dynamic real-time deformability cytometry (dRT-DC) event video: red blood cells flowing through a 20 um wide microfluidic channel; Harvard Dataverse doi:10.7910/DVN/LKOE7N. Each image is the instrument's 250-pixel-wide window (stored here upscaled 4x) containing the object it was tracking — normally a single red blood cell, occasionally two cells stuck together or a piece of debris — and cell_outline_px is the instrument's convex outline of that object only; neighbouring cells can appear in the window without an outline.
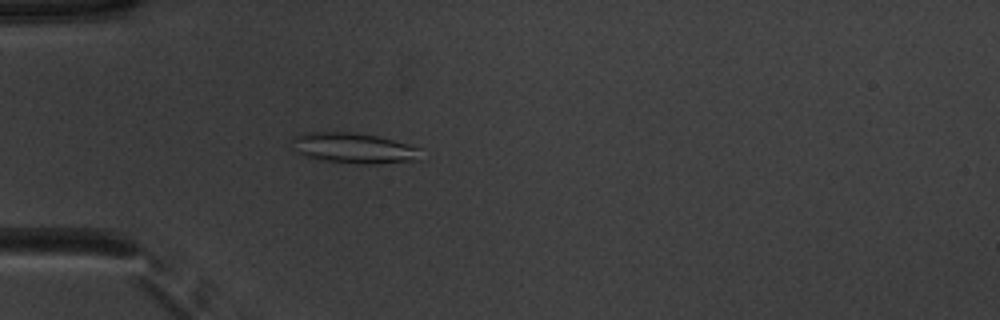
{"species": "common noctule bat (a hibernating species)", "species_latin": "Nyctalus noctula", "temperature_condition": "warm", "stored_images_in_passage": 52, "camera_frame_rate_fps": 3000, "um_per_image_px": 0.085, "animal": {"sex": "male", "body_mass_g": 20.1, "forearm_length_mm": 53.5}, "frame": {"image": 1, "passage_image": 16, "time_ms": 5.0, "image_size_px": [1000, 320], "cell_outline_px": [[424, 160], [376, 164], [360, 164], [316, 160], [300, 156], [292, 152], [292, 136], [308, 132], [352, 132], [376, 136], [392, 140], [420, 148]], "centroid_in_image_um": [30.01, 12.61], "position_along_channel_um": 55.0, "area_um2": 23.58}}
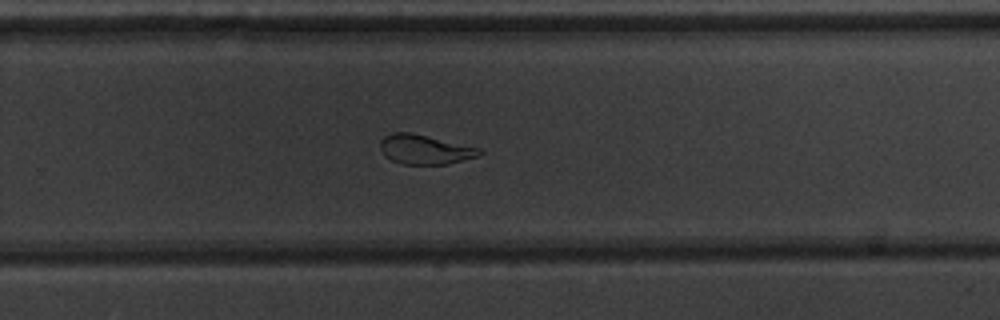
{"frame": {"image": 2, "passage_image": 35, "time_ms": 11.333, "image_size_px": [1000, 320], "cell_outline_px": [[484, 152], [480, 156], [448, 164], [400, 164], [384, 156], [380, 148], [380, 140], [384, 136], [392, 132], [412, 132], [480, 148]], "centroid_in_image_um": [36.11, 12.7], "position_along_channel_um": 293.7, "area_um2": 17.28}}
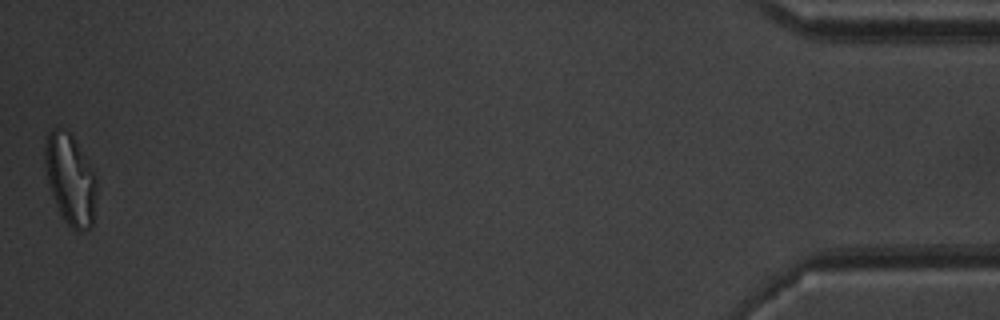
{"frame": {"image": 3, "passage_image": 52, "time_ms": 17.0, "image_size_px": [1000, 320], "cell_outline_px": [[96, 200], [92, 228], [80, 232], [76, 232], [64, 220], [56, 204], [48, 180], [44, 160], [44, 148], [48, 132], [52, 128], [56, 128], [68, 132], [72, 136], [92, 168], [96, 176]], "centroid_in_image_um": [5.99, 15.28], "position_along_channel_um": 429.2, "area_um2": 27.11}, "authors_computed_cell_mechanics": {"area_um2": 21.1548, "velocity_mm_per_s": 3.9216, "shape_relaxation_time_tau1_ms": 6.1521, "shape_relaxation_time_tau2_ms": 1.9542, "deformation_change_tau1": 0.1775, "deformation_change_tau2": 0.0783}}